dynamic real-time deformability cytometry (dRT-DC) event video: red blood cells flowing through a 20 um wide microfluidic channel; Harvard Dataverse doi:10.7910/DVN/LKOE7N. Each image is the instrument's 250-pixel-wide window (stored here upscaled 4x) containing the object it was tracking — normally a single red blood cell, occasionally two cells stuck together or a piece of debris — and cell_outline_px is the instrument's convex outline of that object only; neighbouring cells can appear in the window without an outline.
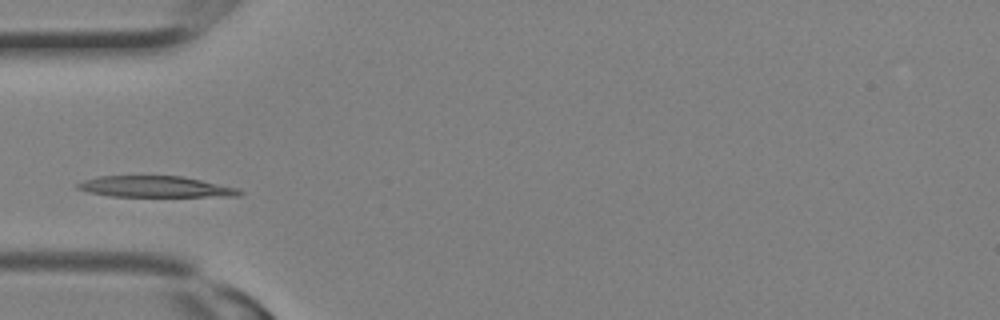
{"species": "Egyptian fruit bat (a non-hibernating species)", "species_latin": "Rousettus aegyptiacus", "temperature_condition": "room temperature", "stored_images_in_passage": 2, "camera_frame_rate_fps": 3000, "um_per_image_px": 0.085, "animal": {"sex": "female"}, "frame": {"image": 1, "passage_image": 2, "time_ms": 0.333, "image_size_px": [1000, 320], "cell_outline_px": [[244, 192], [240, 196], [112, 196], [88, 192], [76, 188], [76, 184], [84, 180], [96, 176], [184, 176], [240, 188]], "centroid_in_image_um": [13.25, 15.86], "position_along_channel_um": 71.8, "area_um2": 20.0}}